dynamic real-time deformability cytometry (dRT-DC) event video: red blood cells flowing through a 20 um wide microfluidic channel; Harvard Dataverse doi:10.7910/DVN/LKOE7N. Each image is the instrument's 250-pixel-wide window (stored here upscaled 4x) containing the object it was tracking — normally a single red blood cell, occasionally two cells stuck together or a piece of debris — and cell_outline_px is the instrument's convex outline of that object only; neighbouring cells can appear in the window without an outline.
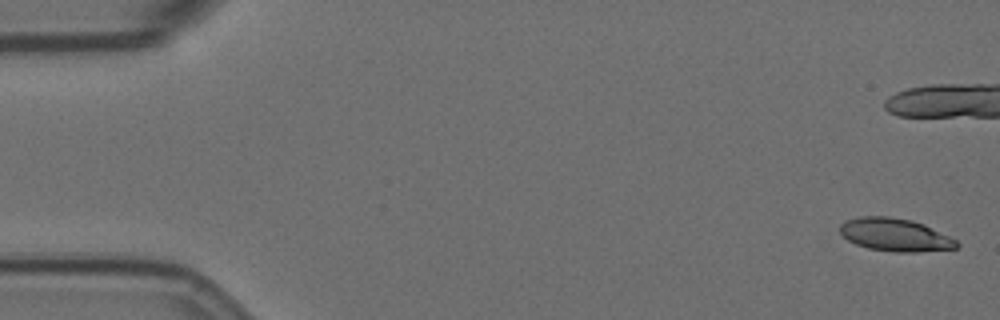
{"species": "Egyptian fruit bat (a non-hibernating species)", "species_latin": "Rousettus aegyptiacus", "temperature_condition": "room temperature", "stored_images_in_passage": 58, "camera_frame_rate_fps": 3000, "um_per_image_px": 0.085, "animal": {"sex": "female"}, "frame": {"image": 1, "passage_image": 1, "time_ms": 0.0, "image_size_px": [1000, 320], "cell_outline_px": [[960, 244], [956, 248], [916, 252], [896, 252], [868, 248], [856, 244], [848, 240], [840, 232], [840, 224], [844, 220], [860, 216], [888, 216], [912, 220], [924, 224], [956, 240]], "centroid_in_image_um": [76.06, 19.95], "position_along_channel_um": 8.9, "area_um2": 22.31}, "authors_computed_cell_mechanics": {"area_um2": 23.2645, "velocity_mm_per_s": 3.5195, "shape_relaxation_time_tau1_ms": 10.6809, "shape_relaxation_time_tau2_ms": 2.5138, "deformation_change_tau1": 0.2847, "deformation_change_tau2": 0.092}}